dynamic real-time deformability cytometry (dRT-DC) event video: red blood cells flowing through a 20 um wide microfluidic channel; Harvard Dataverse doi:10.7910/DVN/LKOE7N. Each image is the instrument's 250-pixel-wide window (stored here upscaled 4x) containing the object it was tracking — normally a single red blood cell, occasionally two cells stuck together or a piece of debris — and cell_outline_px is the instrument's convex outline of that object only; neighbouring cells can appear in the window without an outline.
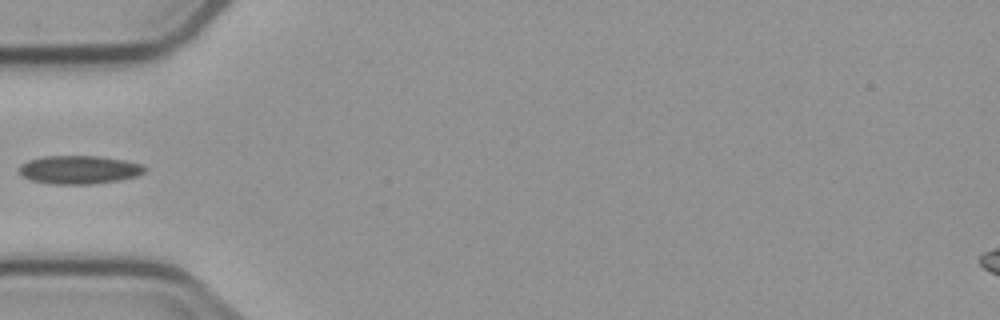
{"species": "common noctule bat (a hibernating species)", "species_latin": "Nyctalus noctula", "temperature_condition": "cold", "stored_images_in_passage": 5, "camera_frame_rate_fps": 3000, "um_per_image_px": 0.085, "animal": {"sex": "male", "body_mass_g": 23.1, "forearm_length_mm": 52.7}, "frame": {"image": 1, "passage_image": 4, "time_ms": 4.333, "image_size_px": [1000, 320], "cell_outline_px": [[148, 168], [144, 172], [136, 176], [120, 180], [92, 184], [48, 184], [28, 180], [20, 176], [16, 168], [20, 164], [28, 160], [44, 156], [100, 156], [124, 160], [140, 164]], "centroid_in_image_um": [6.65, 14.43], "position_along_channel_um": 78.4, "area_um2": 21.15}}
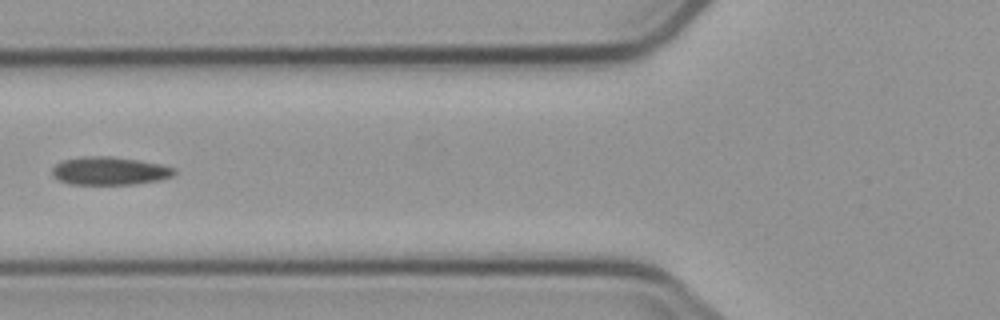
{"frame": {"image": 2, "passage_image": 5, "time_ms": 5.333, "image_size_px": [1000, 320], "cell_outline_px": [[176, 172], [172, 176], [160, 180], [136, 184], [68, 184], [52, 176], [52, 168], [56, 164], [64, 160], [84, 156], [108, 156], [136, 160], [160, 164], [176, 168]], "centroid_in_image_um": [9.32, 14.53], "position_along_channel_um": 116.5, "area_um2": 19.94}}